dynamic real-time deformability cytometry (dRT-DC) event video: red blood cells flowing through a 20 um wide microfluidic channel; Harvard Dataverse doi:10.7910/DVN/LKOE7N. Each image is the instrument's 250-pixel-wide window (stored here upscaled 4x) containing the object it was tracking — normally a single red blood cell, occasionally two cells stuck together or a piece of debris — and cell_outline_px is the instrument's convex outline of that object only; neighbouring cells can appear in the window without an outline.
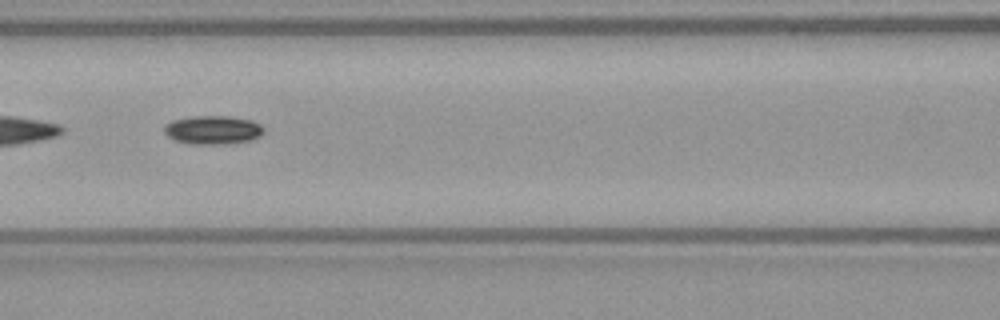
{"species": "common noctule bat (a hibernating species)", "species_latin": "Nyctalus noctula", "temperature_condition": "warm", "stored_images_in_passage": 36, "camera_frame_rate_fps": 3000, "um_per_image_px": 0.085, "animal": {"sex": "female", "body_mass_g": 21.9}, "frame": {"image": 1, "passage_image": 11, "time_ms": 3.333, "image_size_px": [1000, 320], "cell_outline_px": [[264, 132], [260, 136], [248, 140], [224, 144], [192, 144], [176, 140], [168, 136], [164, 132], [164, 124], [172, 120], [196, 116], [228, 116], [252, 120], [260, 124], [264, 128]], "centroid_in_image_um": [18.09, 11.03], "position_along_channel_um": 148.5, "area_um2": 16.53}, "authors_computed_cell_mechanics": {"area_um2": 16.473, "velocity_mm_per_s": 3.8775, "shape_relaxation_time_tau1_ms": 2.115, "shape_relaxation_time_tau2_ms": null, "deformation_change_tau1": 0.0741, "deformation_change_tau2": null}}